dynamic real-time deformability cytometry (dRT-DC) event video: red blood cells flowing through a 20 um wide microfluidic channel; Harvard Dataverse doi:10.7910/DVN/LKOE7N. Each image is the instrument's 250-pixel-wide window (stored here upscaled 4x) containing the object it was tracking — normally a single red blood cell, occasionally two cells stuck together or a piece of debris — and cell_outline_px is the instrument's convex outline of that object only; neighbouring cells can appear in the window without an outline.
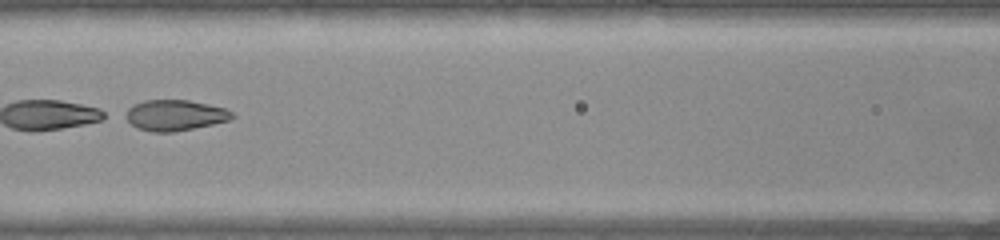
{"species": "common noctule bat (a hibernating species)", "species_latin": "Nyctalus noctula", "temperature_condition": "warm", "stored_images_in_passage": 50, "camera_frame_rate_fps": 3000, "um_per_image_px": 0.085, "animal": {"sex": "female", "body_mass_g": 22.0, "forearm_length_mm": 56.7}, "frame": {"image": 1, "passage_image": 22, "time_ms": 7.0, "image_size_px": [1000, 240], "cell_outline_px": [[236, 116], [228, 120], [212, 124], [172, 132], [152, 132], [136, 128], [128, 120], [128, 108], [132, 104], [144, 100], [188, 100], [208, 104], [224, 108], [232, 112]], "centroid_in_image_um": [14.87, 9.79], "position_along_channel_um": 151.7, "area_um2": 18.84}}